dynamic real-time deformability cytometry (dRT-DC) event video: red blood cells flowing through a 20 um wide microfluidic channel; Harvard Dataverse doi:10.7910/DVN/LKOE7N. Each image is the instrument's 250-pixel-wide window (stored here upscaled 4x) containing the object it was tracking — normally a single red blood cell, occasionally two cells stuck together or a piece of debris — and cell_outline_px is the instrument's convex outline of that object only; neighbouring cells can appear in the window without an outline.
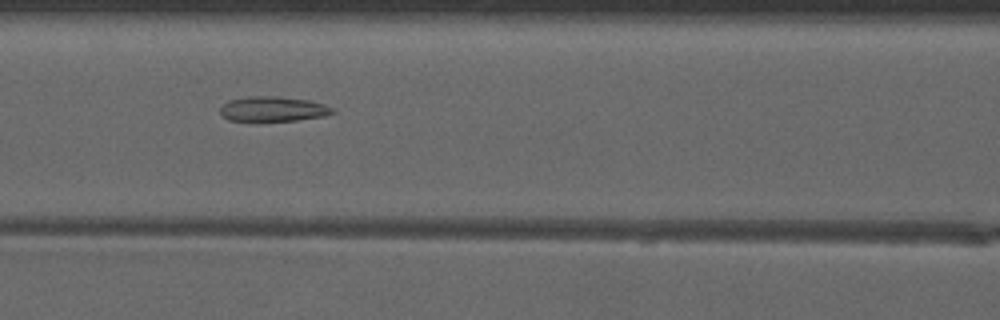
{"species": "common noctule bat (a hibernating species)", "species_latin": "Nyctalus noctula", "temperature_condition": "warm", "stored_images_in_passage": 37, "camera_frame_rate_fps": 3000, "um_per_image_px": 0.085, "animal": {"sex": "male", "forearm_length_mm": 52.5}, "frame": {"image": 1, "passage_image": 9, "time_ms": 2.667, "image_size_px": [1000, 320], "cell_outline_px": [[336, 112], [324, 116], [296, 120], [256, 124], [228, 120], [220, 112], [220, 108], [228, 100], [244, 96], [276, 96], [308, 100], [324, 104], [332, 108]], "centroid_in_image_um": [23.14, 9.3], "position_along_channel_um": 143.5, "area_um2": 17.11}}
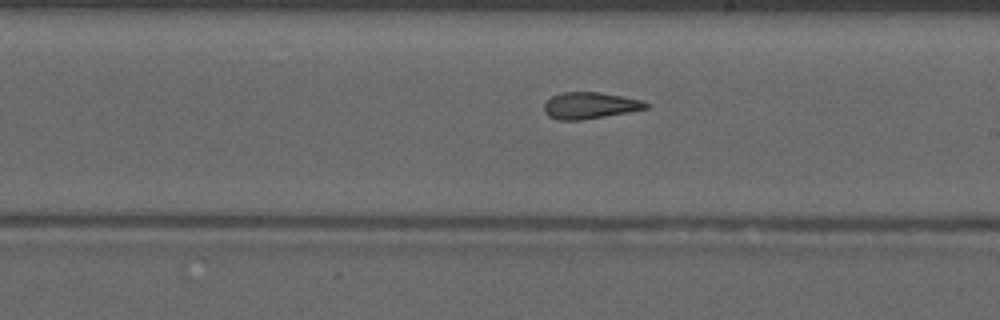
{"frame": {"image": 2, "passage_image": 16, "time_ms": 5.0, "image_size_px": [1000, 320], "cell_outline_px": [[652, 108], [580, 120], [556, 120], [548, 116], [544, 112], [544, 104], [552, 96], [560, 92], [600, 92], [640, 100], [652, 104]], "centroid_in_image_um": [50.15, 8.97], "position_along_channel_um": 238.8, "area_um2": 15.84}}
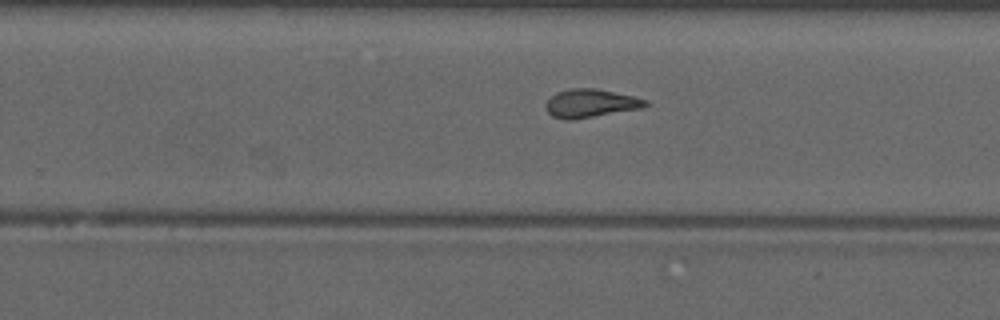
{"frame": {"image": 3, "passage_image": 19, "time_ms": 6.0, "image_size_px": [1000, 320], "cell_outline_px": [[648, 104], [644, 108], [572, 120], [564, 120], [552, 116], [544, 108], [544, 104], [556, 92], [568, 88], [596, 88], [632, 96], [648, 100]], "centroid_in_image_um": [50.17, 8.78], "position_along_channel_um": 279.6, "area_um2": 16.65}, "authors_computed_cell_mechanics": {"area_um2": 16.3574, "velocity_mm_per_s": 4.0946, "shape_relaxation_time_tau1_ms": null, "shape_relaxation_time_tau2_ms": 1.9642, "deformation_change_tau1": null, "deformation_change_tau2": 0.113}}